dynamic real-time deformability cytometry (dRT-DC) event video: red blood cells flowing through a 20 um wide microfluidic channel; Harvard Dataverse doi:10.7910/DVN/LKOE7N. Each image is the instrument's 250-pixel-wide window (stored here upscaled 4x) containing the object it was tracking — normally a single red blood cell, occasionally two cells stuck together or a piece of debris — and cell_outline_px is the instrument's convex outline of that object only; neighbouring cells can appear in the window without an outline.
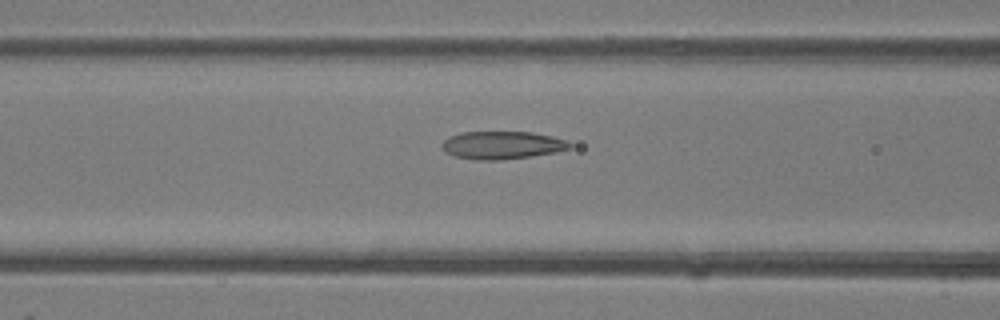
{"species": "common noctule bat (a hibernating species)", "species_latin": "Nyctalus noctula", "temperature_condition": "room temperature", "stored_images_in_passage": 47, "camera_frame_rate_fps": 3000, "um_per_image_px": 0.085, "animal": {"sex": "female"}, "frame": {"image": 1, "passage_image": 19, "time_ms": 6.0, "image_size_px": [1000, 320], "cell_outline_px": [[572, 148], [556, 152], [532, 156], [500, 160], [476, 160], [456, 156], [444, 152], [440, 144], [448, 136], [460, 132], [532, 132], [552, 136], [564, 140], [572, 144]], "centroid_in_image_um": [42.65, 12.34], "position_along_channel_um": 123.9, "area_um2": 20.87}}
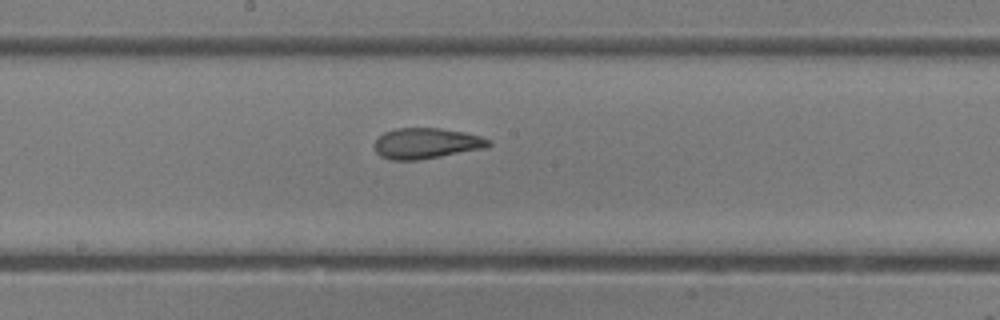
{"frame": {"image": 2, "passage_image": 25, "time_ms": 8.0, "image_size_px": [1000, 320], "cell_outline_px": [[492, 144], [488, 148], [420, 160], [392, 160], [380, 156], [376, 152], [372, 144], [384, 132], [396, 128], [440, 128], [464, 132], [480, 136], [492, 140]], "centroid_in_image_um": [36.26, 12.19], "position_along_channel_um": 211.9, "area_um2": 20.75}}
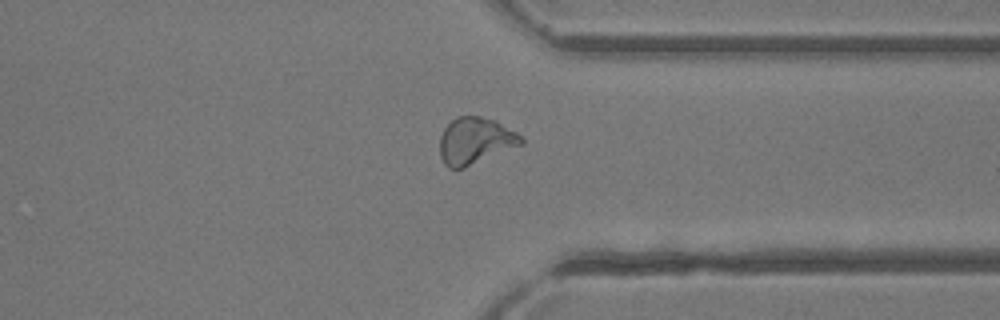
{"frame": {"image": 3, "passage_image": 36, "time_ms": 11.667, "image_size_px": [1000, 320], "cell_outline_px": [[524, 144], [464, 168], [448, 168], [444, 164], [440, 156], [440, 136], [444, 128], [456, 116], [480, 116], [492, 120], [516, 132], [524, 140]], "centroid_in_image_um": [40.37, 11.98], "position_along_channel_um": 371.0, "area_um2": 22.02}, "authors_computed_cell_mechanics": {"area_um2": 21.964, "velocity_mm_per_s": 4.3898, "shape_relaxation_time_tau1_ms": 7.83, "shape_relaxation_time_tau2_ms": 2.0316, "deformation_change_tau1": 0.1944, "deformation_change_tau2": 0.0961}}